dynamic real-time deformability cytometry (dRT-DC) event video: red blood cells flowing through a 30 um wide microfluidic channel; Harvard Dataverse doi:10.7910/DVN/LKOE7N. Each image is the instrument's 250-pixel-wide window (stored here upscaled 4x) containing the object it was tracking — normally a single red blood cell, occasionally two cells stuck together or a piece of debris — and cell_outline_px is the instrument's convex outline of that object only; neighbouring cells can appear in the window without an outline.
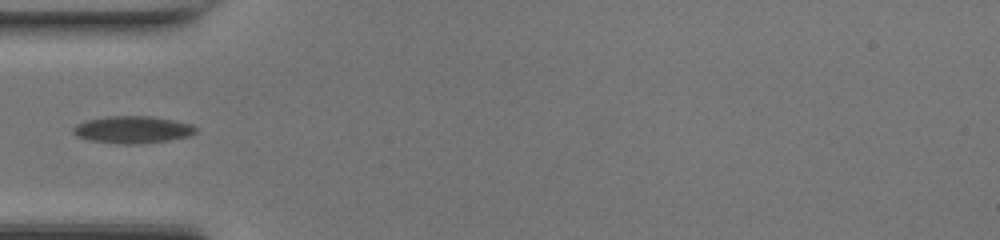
{"species": "common noctule bat (a hibernating species)", "species_latin": "Nyctalus noctula", "temperature_condition": "room temperature", "stored_images_in_passage": 27, "camera_frame_rate_fps": 3000, "um_per_image_px": 0.085, "animal": {"sex": "female", "body_mass_g": 17.0, "forearm_length_mm": 48.0}, "frame": {"image": 1, "passage_image": 1, "time_ms": 0.0, "image_size_px": [1000, 240], "cell_outline_px": [[196, 132], [188, 136], [172, 140], [140, 144], [116, 144], [92, 140], [76, 136], [72, 132], [72, 128], [76, 124], [84, 120], [108, 116], [148, 116], [172, 120], [192, 124], [196, 128]], "centroid_in_image_um": [11.24, 11.02], "position_along_channel_um": 73.8, "area_um2": 19.54}}
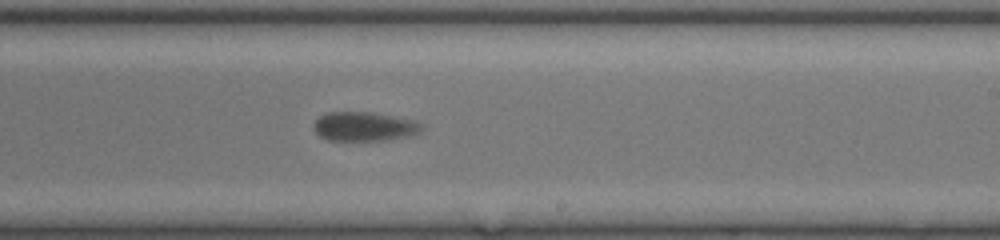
{"frame": {"image": 2, "passage_image": 14, "time_ms": 4.333, "image_size_px": [1000, 240], "cell_outline_px": [[424, 128], [420, 132], [408, 136], [388, 140], [328, 140], [320, 136], [316, 132], [316, 120], [320, 116], [328, 112], [368, 112], [392, 116], [412, 120], [420, 124]], "centroid_in_image_um": [30.98, 10.76], "position_along_channel_um": 258.0, "area_um2": 17.98}}
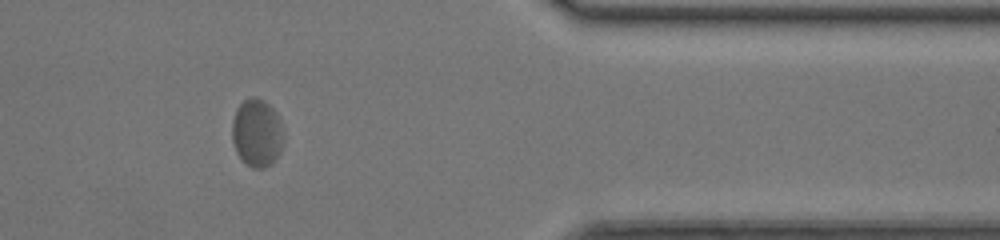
{"frame": {"image": 3, "passage_image": 25, "time_ms": 8.0, "image_size_px": [1000, 240], "cell_outline_px": [[280, 152], [272, 164], [264, 168], [252, 168], [244, 164], [236, 152], [232, 140], [232, 120], [236, 108], [248, 96], [256, 96], [264, 100], [276, 112], [280, 120]], "centroid_in_image_um": [21.78, 11.29], "position_along_channel_um": 389.6, "area_um2": 20.35}}